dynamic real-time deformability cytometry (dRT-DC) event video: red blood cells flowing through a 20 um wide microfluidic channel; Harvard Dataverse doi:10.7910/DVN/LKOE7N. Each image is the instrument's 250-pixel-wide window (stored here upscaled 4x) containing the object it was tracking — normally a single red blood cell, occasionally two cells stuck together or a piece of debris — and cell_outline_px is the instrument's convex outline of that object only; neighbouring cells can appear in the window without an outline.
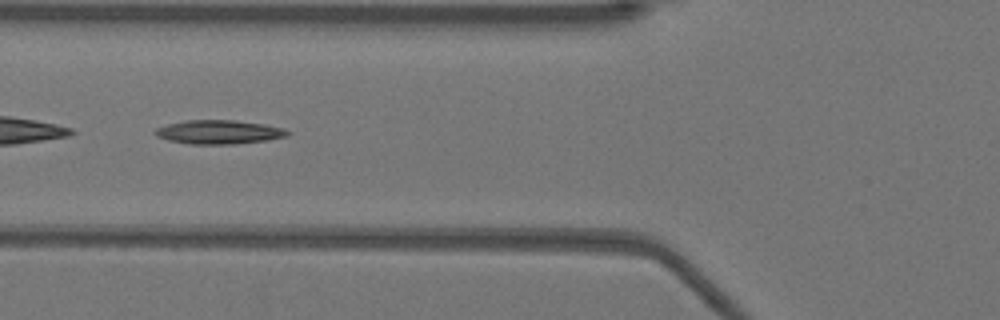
{"species": "Egyptian fruit bat (a non-hibernating species)", "species_latin": "Rousettus aegyptiacus", "temperature_condition": "warm", "stored_images_in_passage": 51, "segment_of_instrument_passage": [2, 2], "camera_frame_rate_fps": 3000, "um_per_image_px": 0.085, "animal": {"sex": "female"}, "frame": {"image": 1, "passage_image": 19, "time_ms": 6.0, "image_size_px": [1000, 320], "cell_outline_px": [[292, 132], [288, 136], [268, 140], [232, 144], [188, 144], [168, 140], [156, 136], [152, 132], [156, 128], [168, 124], [184, 120], [236, 120], [264, 124], [284, 128]], "centroid_in_image_um": [18.61, 11.22], "position_along_channel_um": 107.2, "area_um2": 18.61}}
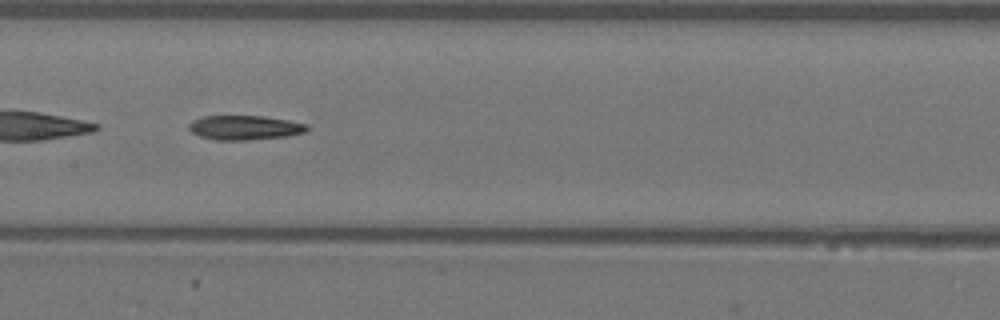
{"frame": {"image": 2, "passage_image": 25, "time_ms": 8.0, "image_size_px": [1000, 320], "cell_outline_px": [[312, 128], [308, 132], [288, 136], [248, 140], [212, 140], [200, 136], [192, 132], [188, 128], [188, 124], [192, 120], [204, 116], [264, 116], [288, 120], [308, 124]], "centroid_in_image_um": [20.85, 10.85], "position_along_channel_um": 186.6, "area_um2": 17.11}}
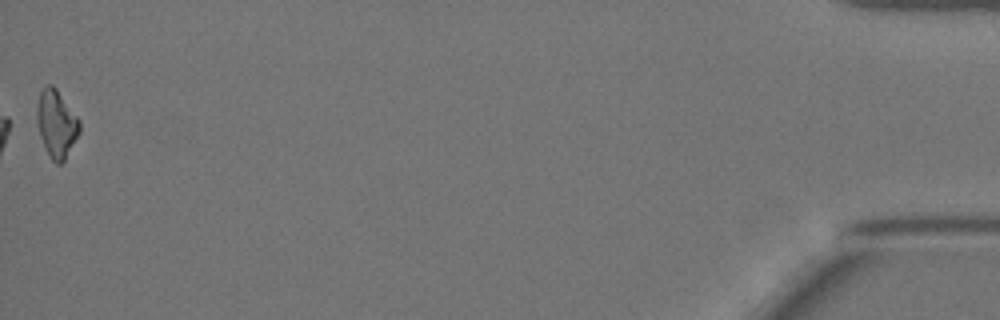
{"frame": {"image": 3, "passage_image": 51, "time_ms": 16.667, "image_size_px": [1000, 320], "cell_outline_px": [[80, 132], [64, 160], [60, 164], [56, 164], [52, 160], [40, 136], [36, 120], [36, 104], [40, 92], [48, 84], [52, 84], [56, 88], [80, 120]], "centroid_in_image_um": [4.79, 10.49], "position_along_channel_um": 430.4, "area_um2": 16.65}}